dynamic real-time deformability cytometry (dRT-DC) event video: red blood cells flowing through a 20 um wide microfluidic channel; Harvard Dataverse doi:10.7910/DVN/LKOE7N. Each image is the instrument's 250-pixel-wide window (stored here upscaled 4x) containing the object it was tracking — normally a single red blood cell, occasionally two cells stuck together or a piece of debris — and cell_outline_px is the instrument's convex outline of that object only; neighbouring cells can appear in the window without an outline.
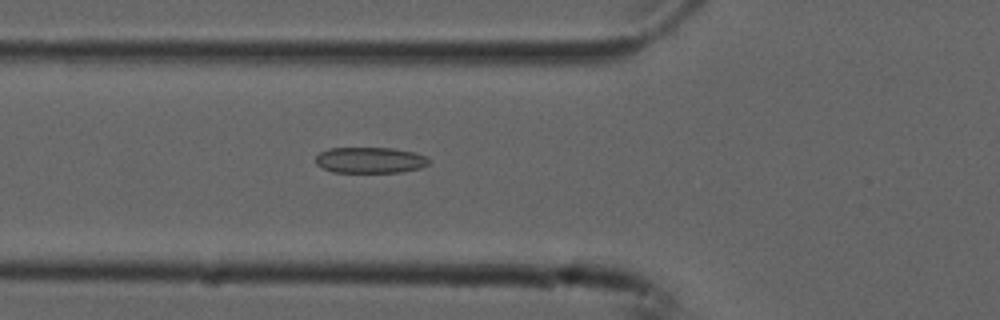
{"species": "common noctule bat (a hibernating species)", "species_latin": "Nyctalus noctula", "temperature_condition": "cold", "stored_images_in_passage": 35, "camera_frame_rate_fps": 3000, "um_per_image_px": 0.085, "animal": {"sex": "male", "forearm_length_mm": 52.5}, "frame": {"image": 1, "passage_image": 19, "time_ms": 6.0, "image_size_px": [1000, 320], "cell_outline_px": [[428, 164], [420, 168], [400, 172], [332, 172], [316, 164], [316, 156], [320, 152], [328, 148], [392, 148], [412, 152], [424, 156], [428, 160]], "centroid_in_image_um": [31.41, 13.61], "position_along_channel_um": 94.4, "area_um2": 16.94}}
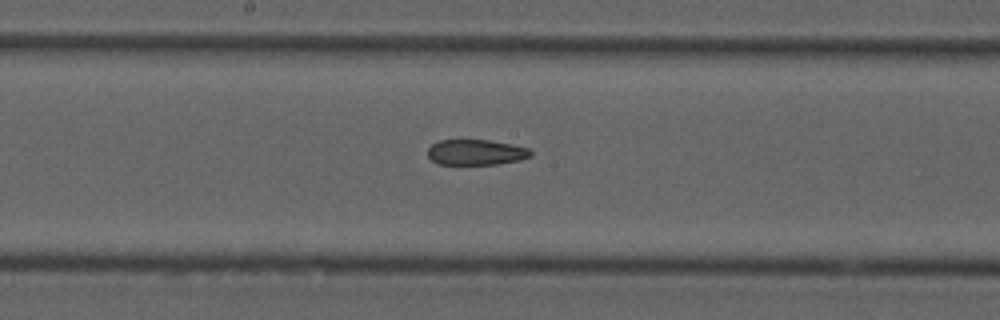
{"frame": {"image": 2, "passage_image": 28, "time_ms": 9.0, "image_size_px": [1000, 320], "cell_outline_px": [[532, 156], [520, 160], [496, 164], [436, 164], [428, 156], [428, 148], [432, 144], [440, 140], [488, 140], [528, 148], [532, 152]], "centroid_in_image_um": [40.44, 12.95], "position_along_channel_um": 207.8, "area_um2": 15.2}}
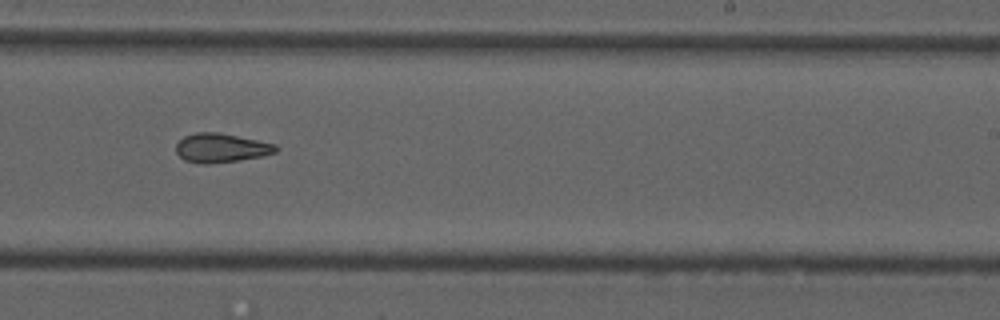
{"frame": {"image": 3, "passage_image": 33, "time_ms": 10.667, "image_size_px": [1000, 320], "cell_outline_px": [[280, 148], [276, 152], [264, 156], [240, 160], [208, 164], [200, 164], [184, 160], [176, 152], [176, 144], [184, 136], [196, 132], [216, 132], [276, 144]], "centroid_in_image_um": [18.8, 12.58], "position_along_channel_um": 270.2, "area_um2": 16.94}}